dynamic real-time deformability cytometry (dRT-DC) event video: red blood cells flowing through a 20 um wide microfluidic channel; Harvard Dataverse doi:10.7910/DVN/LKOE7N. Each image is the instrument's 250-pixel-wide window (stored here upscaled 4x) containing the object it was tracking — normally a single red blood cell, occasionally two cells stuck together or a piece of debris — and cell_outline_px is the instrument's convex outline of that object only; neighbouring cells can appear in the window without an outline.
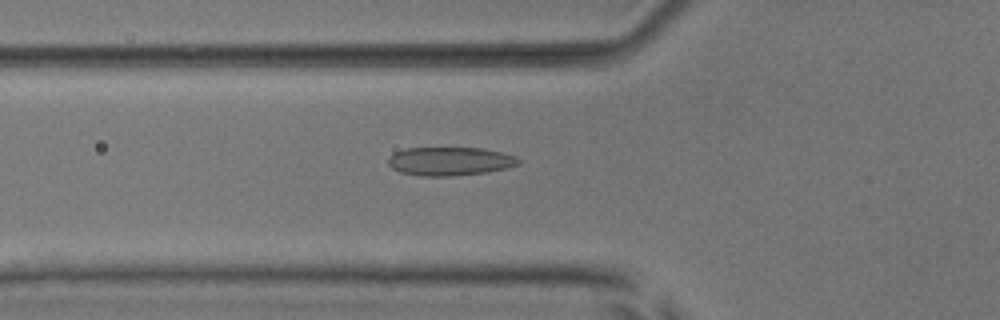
{"species": "common noctule bat (a hibernating species)", "species_latin": "Nyctalus noctula", "temperature_condition": "room temperature", "stored_images_in_passage": 51, "camera_frame_rate_fps": 3000, "um_per_image_px": 0.085, "animal": {"sex": "male", "body_mass_g": 17.9, "forearm_length_mm": 54.2}, "frame": {"image": 1, "passage_image": 17, "time_ms": 5.333, "image_size_px": [1000, 320], "cell_outline_px": [[520, 164], [488, 172], [452, 176], [420, 176], [400, 172], [392, 168], [388, 164], [388, 156], [396, 152], [408, 148], [480, 148], [500, 152], [516, 156], [520, 160]], "centroid_in_image_um": [38.22, 13.71], "position_along_channel_um": 87.6, "area_um2": 21.62}}
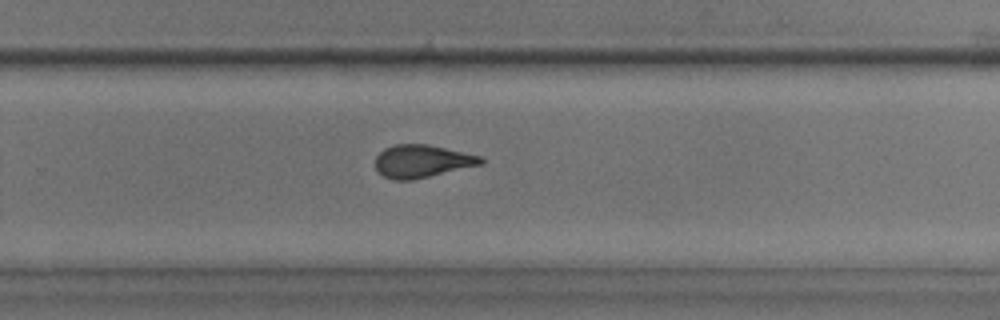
{"frame": {"image": 2, "passage_image": 33, "time_ms": 10.667, "image_size_px": [1000, 320], "cell_outline_px": [[484, 164], [412, 180], [392, 180], [384, 176], [376, 168], [376, 156], [384, 148], [392, 144], [428, 144], [480, 156], [484, 160]], "centroid_in_image_um": [35.86, 13.7], "position_along_channel_um": 293.9, "area_um2": 20.11}}
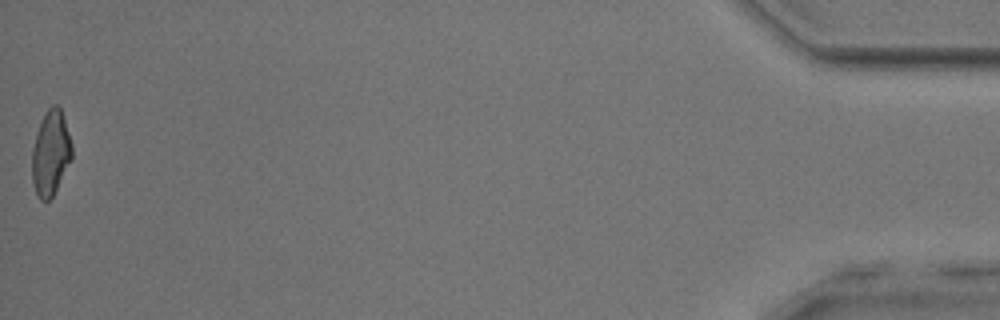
{"frame": {"image": 3, "passage_image": 51, "time_ms": 16.667, "image_size_px": [1000, 320], "cell_outline_px": [[72, 160], [52, 196], [48, 200], [40, 200], [36, 192], [32, 180], [32, 148], [36, 132], [48, 108], [52, 104], [56, 104], [60, 108], [72, 144]], "centroid_in_image_um": [4.3, 13.01], "position_along_channel_um": 430.9, "area_um2": 19.54}, "authors_computed_cell_mechanics": {"area_um2": 20.6346, "velocity_mm_per_s": 3.8742, "shape_relaxation_time_tau1_ms": 7.7347, "shape_relaxation_time_tau2_ms": 1.6056, "deformation_change_tau1": 0.1929, "deformation_change_tau2": 0.1048}}